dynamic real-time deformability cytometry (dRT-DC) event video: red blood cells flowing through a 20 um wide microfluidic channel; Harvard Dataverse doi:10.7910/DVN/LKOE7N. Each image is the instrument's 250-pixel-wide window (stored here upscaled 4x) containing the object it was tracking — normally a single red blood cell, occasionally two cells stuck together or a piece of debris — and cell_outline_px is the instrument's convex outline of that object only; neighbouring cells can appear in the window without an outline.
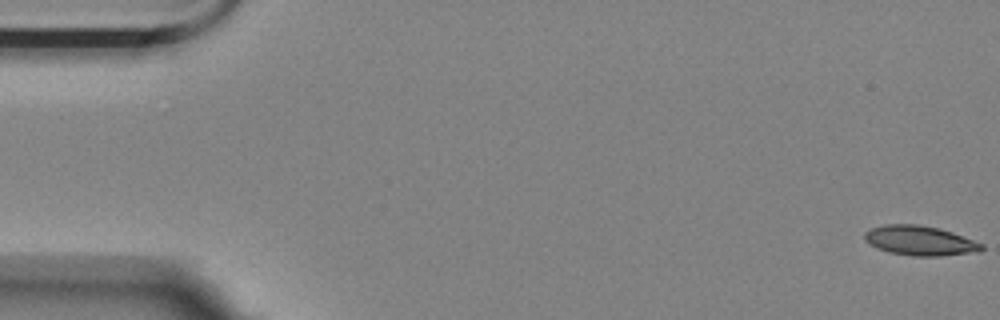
{"species": "Egyptian fruit bat (a non-hibernating species)", "species_latin": "Rousettus aegyptiacus", "temperature_condition": "room temperature", "stored_images_in_passage": 3, "camera_frame_rate_fps": 3000, "um_per_image_px": 0.085, "animal": {"sex": "female"}, "frame": {"image": 1, "passage_image": 1, "time_ms": 0.0, "image_size_px": [1000, 320], "cell_outline_px": [[984, 248], [980, 252], [940, 256], [912, 256], [888, 252], [876, 248], [868, 244], [864, 240], [864, 232], [872, 228], [884, 224], [916, 224], [940, 228], [952, 232], [984, 244]], "centroid_in_image_um": [78.19, 20.46], "position_along_channel_um": 6.8, "area_um2": 20.52}}